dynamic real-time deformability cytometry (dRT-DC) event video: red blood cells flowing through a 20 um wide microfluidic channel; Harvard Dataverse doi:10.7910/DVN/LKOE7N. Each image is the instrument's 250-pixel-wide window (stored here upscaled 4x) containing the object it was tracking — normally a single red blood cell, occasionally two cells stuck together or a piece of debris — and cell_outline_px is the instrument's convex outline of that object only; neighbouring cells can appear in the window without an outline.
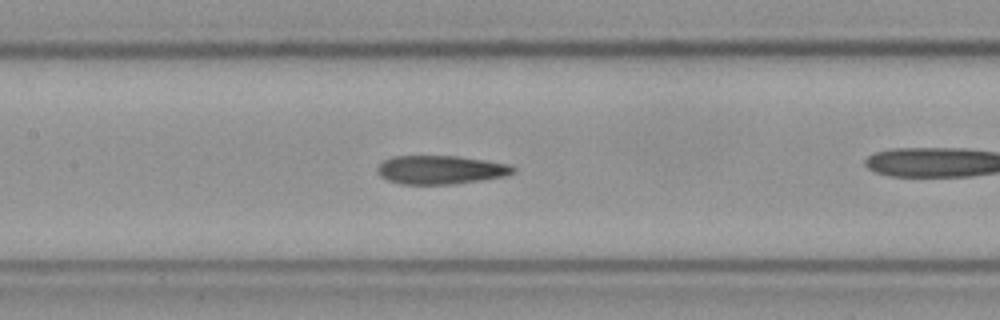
{"species": "Egyptian fruit bat (a non-hibernating species)", "species_latin": "Rousettus aegyptiacus", "temperature_condition": "cold", "stored_images_in_passage": 47, "camera_frame_rate_fps": 3000, "um_per_image_px": 0.085, "frame": {"image": 1, "passage_image": 27, "time_ms": 8.667, "image_size_px": [1000, 320], "cell_outline_px": [[516, 172], [504, 176], [480, 180], [452, 184], [400, 184], [388, 180], [380, 176], [376, 172], [376, 168], [384, 160], [392, 156], [460, 156], [512, 164], [516, 168]], "centroid_in_image_um": [37.47, 14.42], "position_along_channel_um": 169.9, "area_um2": 22.83}}
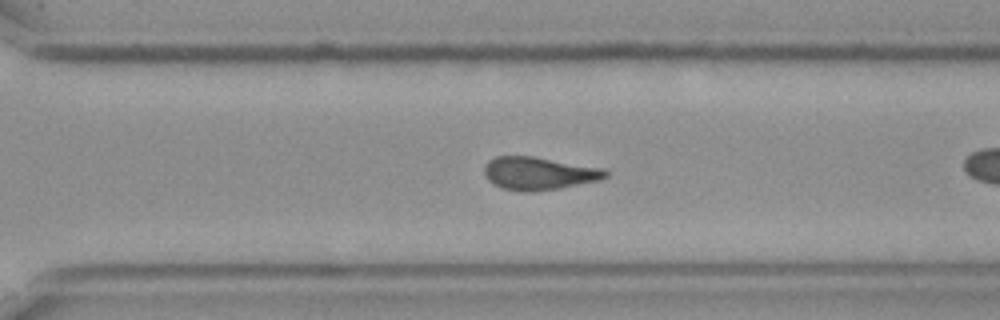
{"frame": {"image": 2, "passage_image": 40, "time_ms": 13.0, "image_size_px": [1000, 320], "cell_outline_px": [[608, 176], [596, 180], [560, 188], [532, 192], [524, 192], [504, 188], [488, 180], [484, 172], [484, 164], [488, 160], [496, 156], [532, 156], [604, 168], [608, 172]], "centroid_in_image_um": [45.78, 14.72], "position_along_channel_um": 324.8, "area_um2": 23.06}, "authors_computed_cell_mechanics": {"area_um2": 22.831, "velocity_mm_per_s": 3.5865, "shape_relaxation_time_tau1_ms": null, "shape_relaxation_time_tau2_ms": 4.2724, "deformation_change_tau1": null, "deformation_change_tau2": 0.1339}}